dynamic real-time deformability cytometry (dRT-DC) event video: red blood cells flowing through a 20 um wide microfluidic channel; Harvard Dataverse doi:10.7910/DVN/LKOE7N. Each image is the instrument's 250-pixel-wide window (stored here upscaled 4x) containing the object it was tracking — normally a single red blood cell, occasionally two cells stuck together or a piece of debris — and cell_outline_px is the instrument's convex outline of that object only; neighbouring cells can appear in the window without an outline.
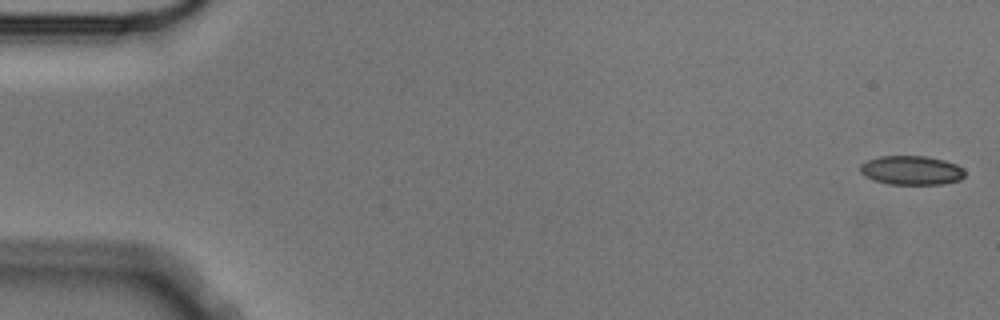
{"species": "Egyptian fruit bat (a non-hibernating species)", "species_latin": "Rousettus aegyptiacus", "temperature_condition": "cold", "stored_images_in_passage": 9, "camera_frame_rate_fps": 3000, "um_per_image_px": 0.085, "animal": {"sex": "male"}, "frame": {"image": 1, "passage_image": 1, "time_ms": 0.0, "image_size_px": [1000, 320], "cell_outline_px": [[964, 176], [960, 180], [940, 184], [888, 184], [872, 180], [864, 176], [860, 172], [860, 164], [868, 160], [880, 156], [924, 156], [944, 160], [956, 164], [964, 168]], "centroid_in_image_um": [77.45, 14.48], "position_along_channel_um": 7.5, "area_um2": 17.8}}
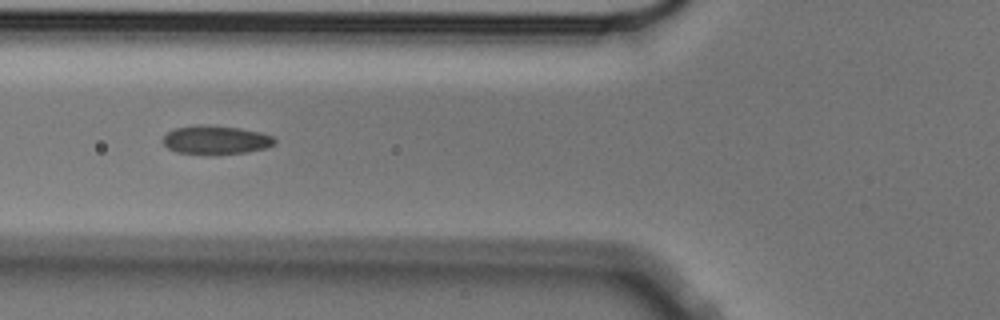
{"frame": {"image": 2, "passage_image": 6, "time_ms": 1.667, "image_size_px": [1000, 320], "cell_outline_px": [[276, 144], [264, 148], [248, 152], [216, 156], [208, 156], [176, 152], [168, 148], [164, 144], [164, 136], [168, 132], [176, 128], [200, 124], [240, 128], [260, 132], [272, 136], [276, 140]], "centroid_in_image_um": [18.35, 11.93], "position_along_channel_um": 107.4, "area_um2": 19.07}}
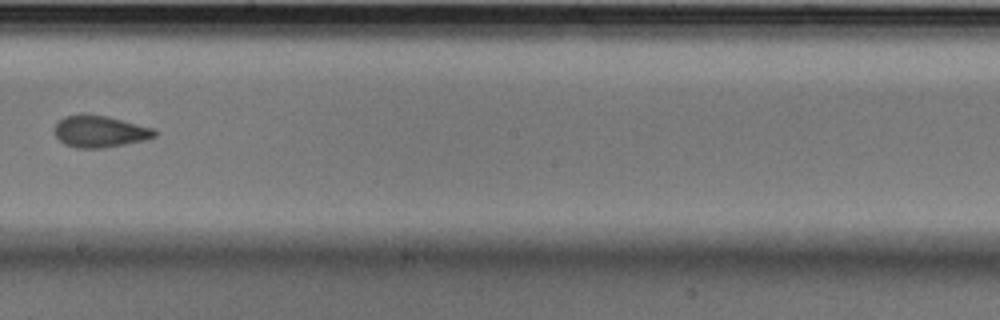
{"frame": {"image": 3, "passage_image": 9, "time_ms": 2.667, "image_size_px": [1000, 320], "cell_outline_px": [[156, 136], [144, 140], [104, 148], [76, 148], [64, 144], [52, 132], [52, 128], [64, 116], [108, 116], [156, 128]], "centroid_in_image_um": [8.5, 11.2], "position_along_channel_um": 239.7, "area_um2": 18.38}}